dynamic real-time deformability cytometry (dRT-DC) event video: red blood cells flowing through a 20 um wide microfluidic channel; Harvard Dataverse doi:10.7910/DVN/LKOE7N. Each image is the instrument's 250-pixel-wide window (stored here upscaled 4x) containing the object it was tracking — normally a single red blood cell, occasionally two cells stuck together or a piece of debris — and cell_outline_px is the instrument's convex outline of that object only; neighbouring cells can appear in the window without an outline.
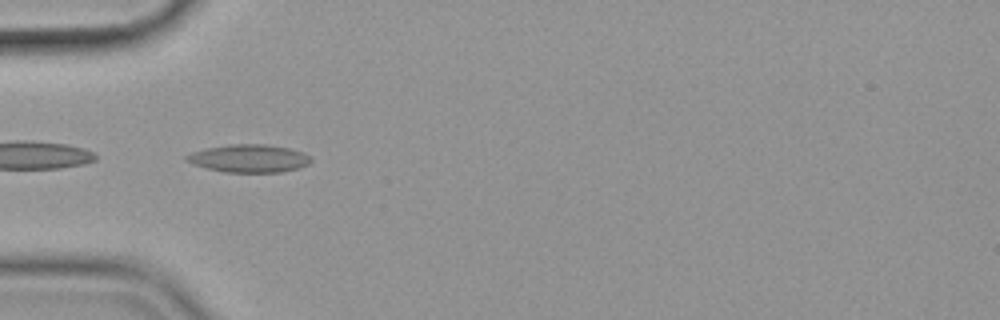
{"species": "common noctule bat (a hibernating species)", "species_latin": "Nyctalus noctula", "temperature_condition": "cold", "stored_images_in_passage": 39, "camera_frame_rate_fps": 3000, "um_per_image_px": 0.085, "animal": {"sex": "female", "body_mass_g": 19.9}, "frame": {"image": 1, "passage_image": 1, "time_ms": 0.0, "image_size_px": [1000, 320], "cell_outline_px": [[312, 160], [308, 164], [300, 168], [280, 172], [224, 172], [192, 164], [184, 160], [184, 156], [192, 152], [208, 148], [232, 144], [264, 144], [288, 148], [304, 152], [312, 156]], "centroid_in_image_um": [21.19, 13.47], "position_along_channel_um": 63.8, "area_um2": 20.23}}
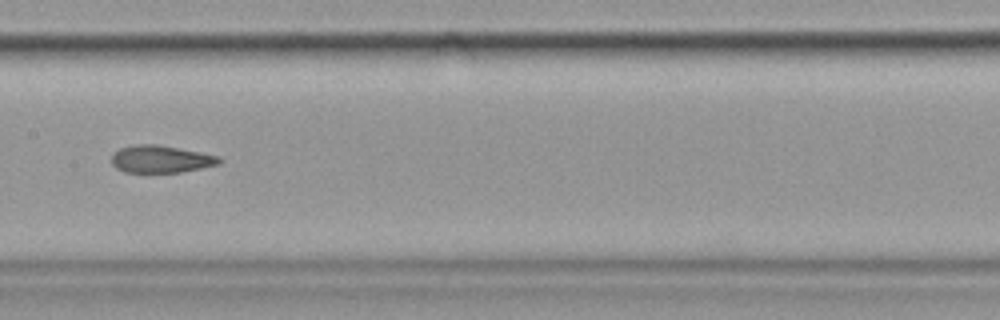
{"frame": {"image": 2, "passage_image": 12, "time_ms": 3.667, "image_size_px": [1000, 320], "cell_outline_px": [[224, 160], [220, 164], [180, 172], [124, 172], [116, 168], [112, 164], [112, 152], [120, 148], [136, 144], [156, 144], [200, 152], [220, 156]], "centroid_in_image_um": [13.67, 13.52], "position_along_channel_um": 193.7, "area_um2": 17.22}, "authors_computed_cell_mechanics": {"area_um2": 18.3226, "velocity_mm_per_s": 3.5976, "shape_relaxation_time_tau1_ms": null, "shape_relaxation_time_tau2_ms": 2.546, "deformation_change_tau1": null, "deformation_change_tau2": 0.1108}}